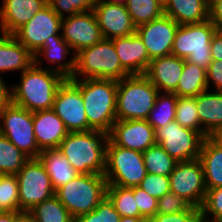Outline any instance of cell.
<instances>
[{
  "mask_svg": "<svg viewBox=\"0 0 222 222\" xmlns=\"http://www.w3.org/2000/svg\"><path fill=\"white\" fill-rule=\"evenodd\" d=\"M83 98L88 125L93 130L111 132L116 120L118 81L114 79H70Z\"/></svg>",
  "mask_w": 222,
  "mask_h": 222,
  "instance_id": "2",
  "label": "cell"
},
{
  "mask_svg": "<svg viewBox=\"0 0 222 222\" xmlns=\"http://www.w3.org/2000/svg\"><path fill=\"white\" fill-rule=\"evenodd\" d=\"M38 159L45 167L54 190L67 184L79 174L59 149H45L40 153Z\"/></svg>",
  "mask_w": 222,
  "mask_h": 222,
  "instance_id": "27",
  "label": "cell"
},
{
  "mask_svg": "<svg viewBox=\"0 0 222 222\" xmlns=\"http://www.w3.org/2000/svg\"><path fill=\"white\" fill-rule=\"evenodd\" d=\"M71 47L63 39L62 35H52L47 38L44 45L34 54V57L44 56L49 64H56V67L47 69L61 74L65 79H71L75 72V55L68 61L64 60L70 53ZM65 61V62H63Z\"/></svg>",
  "mask_w": 222,
  "mask_h": 222,
  "instance_id": "23",
  "label": "cell"
},
{
  "mask_svg": "<svg viewBox=\"0 0 222 222\" xmlns=\"http://www.w3.org/2000/svg\"><path fill=\"white\" fill-rule=\"evenodd\" d=\"M215 32L216 28L209 19L201 23L179 25L172 55L207 70L212 62L211 39Z\"/></svg>",
  "mask_w": 222,
  "mask_h": 222,
  "instance_id": "7",
  "label": "cell"
},
{
  "mask_svg": "<svg viewBox=\"0 0 222 222\" xmlns=\"http://www.w3.org/2000/svg\"><path fill=\"white\" fill-rule=\"evenodd\" d=\"M19 212L26 214L35 205L55 195L51 179L38 158L30 160L16 174Z\"/></svg>",
  "mask_w": 222,
  "mask_h": 222,
  "instance_id": "9",
  "label": "cell"
},
{
  "mask_svg": "<svg viewBox=\"0 0 222 222\" xmlns=\"http://www.w3.org/2000/svg\"><path fill=\"white\" fill-rule=\"evenodd\" d=\"M62 18L47 4L13 36L33 55L44 45L47 38L59 34Z\"/></svg>",
  "mask_w": 222,
  "mask_h": 222,
  "instance_id": "15",
  "label": "cell"
},
{
  "mask_svg": "<svg viewBox=\"0 0 222 222\" xmlns=\"http://www.w3.org/2000/svg\"><path fill=\"white\" fill-rule=\"evenodd\" d=\"M206 90L196 96V105L202 129L210 135L222 126V91Z\"/></svg>",
  "mask_w": 222,
  "mask_h": 222,
  "instance_id": "26",
  "label": "cell"
},
{
  "mask_svg": "<svg viewBox=\"0 0 222 222\" xmlns=\"http://www.w3.org/2000/svg\"><path fill=\"white\" fill-rule=\"evenodd\" d=\"M17 222H31V219L24 214Z\"/></svg>",
  "mask_w": 222,
  "mask_h": 222,
  "instance_id": "54",
  "label": "cell"
},
{
  "mask_svg": "<svg viewBox=\"0 0 222 222\" xmlns=\"http://www.w3.org/2000/svg\"><path fill=\"white\" fill-rule=\"evenodd\" d=\"M0 36V74L19 70L21 73L34 63V55L13 35L1 33Z\"/></svg>",
  "mask_w": 222,
  "mask_h": 222,
  "instance_id": "24",
  "label": "cell"
},
{
  "mask_svg": "<svg viewBox=\"0 0 222 222\" xmlns=\"http://www.w3.org/2000/svg\"><path fill=\"white\" fill-rule=\"evenodd\" d=\"M26 215L31 222H75L76 219L54 195L35 205Z\"/></svg>",
  "mask_w": 222,
  "mask_h": 222,
  "instance_id": "30",
  "label": "cell"
},
{
  "mask_svg": "<svg viewBox=\"0 0 222 222\" xmlns=\"http://www.w3.org/2000/svg\"><path fill=\"white\" fill-rule=\"evenodd\" d=\"M106 196L113 203L115 210L121 217H142L134 198V187L125 188L107 185Z\"/></svg>",
  "mask_w": 222,
  "mask_h": 222,
  "instance_id": "34",
  "label": "cell"
},
{
  "mask_svg": "<svg viewBox=\"0 0 222 222\" xmlns=\"http://www.w3.org/2000/svg\"><path fill=\"white\" fill-rule=\"evenodd\" d=\"M175 120L185 128L198 131L204 138L209 137L199 121L196 97H178Z\"/></svg>",
  "mask_w": 222,
  "mask_h": 222,
  "instance_id": "36",
  "label": "cell"
},
{
  "mask_svg": "<svg viewBox=\"0 0 222 222\" xmlns=\"http://www.w3.org/2000/svg\"><path fill=\"white\" fill-rule=\"evenodd\" d=\"M29 160L30 157L0 133V174L16 175Z\"/></svg>",
  "mask_w": 222,
  "mask_h": 222,
  "instance_id": "32",
  "label": "cell"
},
{
  "mask_svg": "<svg viewBox=\"0 0 222 222\" xmlns=\"http://www.w3.org/2000/svg\"><path fill=\"white\" fill-rule=\"evenodd\" d=\"M47 3L59 17L64 18L94 10L97 0H47Z\"/></svg>",
  "mask_w": 222,
  "mask_h": 222,
  "instance_id": "38",
  "label": "cell"
},
{
  "mask_svg": "<svg viewBox=\"0 0 222 222\" xmlns=\"http://www.w3.org/2000/svg\"><path fill=\"white\" fill-rule=\"evenodd\" d=\"M209 20L217 31H222V0H209Z\"/></svg>",
  "mask_w": 222,
  "mask_h": 222,
  "instance_id": "46",
  "label": "cell"
},
{
  "mask_svg": "<svg viewBox=\"0 0 222 222\" xmlns=\"http://www.w3.org/2000/svg\"><path fill=\"white\" fill-rule=\"evenodd\" d=\"M198 159L203 167L206 189L222 186V147L206 137Z\"/></svg>",
  "mask_w": 222,
  "mask_h": 222,
  "instance_id": "28",
  "label": "cell"
},
{
  "mask_svg": "<svg viewBox=\"0 0 222 222\" xmlns=\"http://www.w3.org/2000/svg\"><path fill=\"white\" fill-rule=\"evenodd\" d=\"M192 205L183 197L176 195L173 192H168L158 199L157 213L158 214H173L180 213L189 209Z\"/></svg>",
  "mask_w": 222,
  "mask_h": 222,
  "instance_id": "42",
  "label": "cell"
},
{
  "mask_svg": "<svg viewBox=\"0 0 222 222\" xmlns=\"http://www.w3.org/2000/svg\"><path fill=\"white\" fill-rule=\"evenodd\" d=\"M120 219L113 203L105 196L93 211L80 215L75 222H120Z\"/></svg>",
  "mask_w": 222,
  "mask_h": 222,
  "instance_id": "39",
  "label": "cell"
},
{
  "mask_svg": "<svg viewBox=\"0 0 222 222\" xmlns=\"http://www.w3.org/2000/svg\"><path fill=\"white\" fill-rule=\"evenodd\" d=\"M2 211H19L16 175L0 174V212Z\"/></svg>",
  "mask_w": 222,
  "mask_h": 222,
  "instance_id": "37",
  "label": "cell"
},
{
  "mask_svg": "<svg viewBox=\"0 0 222 222\" xmlns=\"http://www.w3.org/2000/svg\"><path fill=\"white\" fill-rule=\"evenodd\" d=\"M177 99L174 93L159 92L147 122L154 129H158L175 120Z\"/></svg>",
  "mask_w": 222,
  "mask_h": 222,
  "instance_id": "31",
  "label": "cell"
},
{
  "mask_svg": "<svg viewBox=\"0 0 222 222\" xmlns=\"http://www.w3.org/2000/svg\"><path fill=\"white\" fill-rule=\"evenodd\" d=\"M156 199L170 192V178L166 175L147 173L139 186Z\"/></svg>",
  "mask_w": 222,
  "mask_h": 222,
  "instance_id": "41",
  "label": "cell"
},
{
  "mask_svg": "<svg viewBox=\"0 0 222 222\" xmlns=\"http://www.w3.org/2000/svg\"><path fill=\"white\" fill-rule=\"evenodd\" d=\"M207 89L206 69L184 59L183 72L173 93L177 97L188 98L196 97Z\"/></svg>",
  "mask_w": 222,
  "mask_h": 222,
  "instance_id": "29",
  "label": "cell"
},
{
  "mask_svg": "<svg viewBox=\"0 0 222 222\" xmlns=\"http://www.w3.org/2000/svg\"><path fill=\"white\" fill-rule=\"evenodd\" d=\"M97 1H104L112 4H120V5H126L128 0H97Z\"/></svg>",
  "mask_w": 222,
  "mask_h": 222,
  "instance_id": "53",
  "label": "cell"
},
{
  "mask_svg": "<svg viewBox=\"0 0 222 222\" xmlns=\"http://www.w3.org/2000/svg\"><path fill=\"white\" fill-rule=\"evenodd\" d=\"M120 222H149L148 219L143 217H121Z\"/></svg>",
  "mask_w": 222,
  "mask_h": 222,
  "instance_id": "51",
  "label": "cell"
},
{
  "mask_svg": "<svg viewBox=\"0 0 222 222\" xmlns=\"http://www.w3.org/2000/svg\"><path fill=\"white\" fill-rule=\"evenodd\" d=\"M146 174L141 152L117 146L108 139L104 172L107 185L137 187Z\"/></svg>",
  "mask_w": 222,
  "mask_h": 222,
  "instance_id": "8",
  "label": "cell"
},
{
  "mask_svg": "<svg viewBox=\"0 0 222 222\" xmlns=\"http://www.w3.org/2000/svg\"><path fill=\"white\" fill-rule=\"evenodd\" d=\"M158 93L145 74L118 80L116 120H147Z\"/></svg>",
  "mask_w": 222,
  "mask_h": 222,
  "instance_id": "4",
  "label": "cell"
},
{
  "mask_svg": "<svg viewBox=\"0 0 222 222\" xmlns=\"http://www.w3.org/2000/svg\"><path fill=\"white\" fill-rule=\"evenodd\" d=\"M33 131L41 151L58 149L62 140L69 133L63 121L52 109L33 112Z\"/></svg>",
  "mask_w": 222,
  "mask_h": 222,
  "instance_id": "20",
  "label": "cell"
},
{
  "mask_svg": "<svg viewBox=\"0 0 222 222\" xmlns=\"http://www.w3.org/2000/svg\"><path fill=\"white\" fill-rule=\"evenodd\" d=\"M52 110L63 121L68 132L93 130L88 125L80 89L70 79H65L57 89Z\"/></svg>",
  "mask_w": 222,
  "mask_h": 222,
  "instance_id": "13",
  "label": "cell"
},
{
  "mask_svg": "<svg viewBox=\"0 0 222 222\" xmlns=\"http://www.w3.org/2000/svg\"><path fill=\"white\" fill-rule=\"evenodd\" d=\"M134 198L141 216L151 220L157 213L158 199L152 197L138 186L134 187Z\"/></svg>",
  "mask_w": 222,
  "mask_h": 222,
  "instance_id": "43",
  "label": "cell"
},
{
  "mask_svg": "<svg viewBox=\"0 0 222 222\" xmlns=\"http://www.w3.org/2000/svg\"><path fill=\"white\" fill-rule=\"evenodd\" d=\"M206 71L208 89L213 84L216 91H222V61L212 60Z\"/></svg>",
  "mask_w": 222,
  "mask_h": 222,
  "instance_id": "45",
  "label": "cell"
},
{
  "mask_svg": "<svg viewBox=\"0 0 222 222\" xmlns=\"http://www.w3.org/2000/svg\"><path fill=\"white\" fill-rule=\"evenodd\" d=\"M155 141L176 161L199 158L204 137L193 129L181 126L176 120L154 129Z\"/></svg>",
  "mask_w": 222,
  "mask_h": 222,
  "instance_id": "11",
  "label": "cell"
},
{
  "mask_svg": "<svg viewBox=\"0 0 222 222\" xmlns=\"http://www.w3.org/2000/svg\"><path fill=\"white\" fill-rule=\"evenodd\" d=\"M179 25L169 16L163 14L136 28V33L143 41L149 58L172 55V47Z\"/></svg>",
  "mask_w": 222,
  "mask_h": 222,
  "instance_id": "16",
  "label": "cell"
},
{
  "mask_svg": "<svg viewBox=\"0 0 222 222\" xmlns=\"http://www.w3.org/2000/svg\"><path fill=\"white\" fill-rule=\"evenodd\" d=\"M61 30L63 39L73 49L74 55L103 39L93 10L62 18Z\"/></svg>",
  "mask_w": 222,
  "mask_h": 222,
  "instance_id": "14",
  "label": "cell"
},
{
  "mask_svg": "<svg viewBox=\"0 0 222 222\" xmlns=\"http://www.w3.org/2000/svg\"><path fill=\"white\" fill-rule=\"evenodd\" d=\"M24 213L19 211H2L0 212V222H17Z\"/></svg>",
  "mask_w": 222,
  "mask_h": 222,
  "instance_id": "49",
  "label": "cell"
},
{
  "mask_svg": "<svg viewBox=\"0 0 222 222\" xmlns=\"http://www.w3.org/2000/svg\"><path fill=\"white\" fill-rule=\"evenodd\" d=\"M201 214L200 208L191 206L186 211L173 214H158L149 220V222H196Z\"/></svg>",
  "mask_w": 222,
  "mask_h": 222,
  "instance_id": "44",
  "label": "cell"
},
{
  "mask_svg": "<svg viewBox=\"0 0 222 222\" xmlns=\"http://www.w3.org/2000/svg\"><path fill=\"white\" fill-rule=\"evenodd\" d=\"M200 210L204 217L222 221V186L207 189Z\"/></svg>",
  "mask_w": 222,
  "mask_h": 222,
  "instance_id": "40",
  "label": "cell"
},
{
  "mask_svg": "<svg viewBox=\"0 0 222 222\" xmlns=\"http://www.w3.org/2000/svg\"><path fill=\"white\" fill-rule=\"evenodd\" d=\"M162 7H165V5L168 3L169 0H156Z\"/></svg>",
  "mask_w": 222,
  "mask_h": 222,
  "instance_id": "55",
  "label": "cell"
},
{
  "mask_svg": "<svg viewBox=\"0 0 222 222\" xmlns=\"http://www.w3.org/2000/svg\"><path fill=\"white\" fill-rule=\"evenodd\" d=\"M41 57L20 75V83L11 86L12 103L35 112L53 108L54 98L65 78L52 70L41 67Z\"/></svg>",
  "mask_w": 222,
  "mask_h": 222,
  "instance_id": "1",
  "label": "cell"
},
{
  "mask_svg": "<svg viewBox=\"0 0 222 222\" xmlns=\"http://www.w3.org/2000/svg\"><path fill=\"white\" fill-rule=\"evenodd\" d=\"M164 14L178 25L205 22L209 19V0H169Z\"/></svg>",
  "mask_w": 222,
  "mask_h": 222,
  "instance_id": "25",
  "label": "cell"
},
{
  "mask_svg": "<svg viewBox=\"0 0 222 222\" xmlns=\"http://www.w3.org/2000/svg\"><path fill=\"white\" fill-rule=\"evenodd\" d=\"M126 8L136 27L157 19L164 14V7L156 0H128Z\"/></svg>",
  "mask_w": 222,
  "mask_h": 222,
  "instance_id": "35",
  "label": "cell"
},
{
  "mask_svg": "<svg viewBox=\"0 0 222 222\" xmlns=\"http://www.w3.org/2000/svg\"><path fill=\"white\" fill-rule=\"evenodd\" d=\"M103 78L122 80L130 74L121 66L113 41L102 39L75 54V72L71 79Z\"/></svg>",
  "mask_w": 222,
  "mask_h": 222,
  "instance_id": "5",
  "label": "cell"
},
{
  "mask_svg": "<svg viewBox=\"0 0 222 222\" xmlns=\"http://www.w3.org/2000/svg\"><path fill=\"white\" fill-rule=\"evenodd\" d=\"M93 11L104 39L112 40L136 32L137 27L133 23L126 5L97 1Z\"/></svg>",
  "mask_w": 222,
  "mask_h": 222,
  "instance_id": "18",
  "label": "cell"
},
{
  "mask_svg": "<svg viewBox=\"0 0 222 222\" xmlns=\"http://www.w3.org/2000/svg\"><path fill=\"white\" fill-rule=\"evenodd\" d=\"M142 154L147 173L169 176L178 162L157 143Z\"/></svg>",
  "mask_w": 222,
  "mask_h": 222,
  "instance_id": "33",
  "label": "cell"
},
{
  "mask_svg": "<svg viewBox=\"0 0 222 222\" xmlns=\"http://www.w3.org/2000/svg\"><path fill=\"white\" fill-rule=\"evenodd\" d=\"M47 4V0H2L1 33L14 35Z\"/></svg>",
  "mask_w": 222,
  "mask_h": 222,
  "instance_id": "19",
  "label": "cell"
},
{
  "mask_svg": "<svg viewBox=\"0 0 222 222\" xmlns=\"http://www.w3.org/2000/svg\"><path fill=\"white\" fill-rule=\"evenodd\" d=\"M184 59L174 55L152 59L145 72L159 92L173 93L183 72Z\"/></svg>",
  "mask_w": 222,
  "mask_h": 222,
  "instance_id": "22",
  "label": "cell"
},
{
  "mask_svg": "<svg viewBox=\"0 0 222 222\" xmlns=\"http://www.w3.org/2000/svg\"><path fill=\"white\" fill-rule=\"evenodd\" d=\"M196 222H222V221L209 219V218L204 217L202 214H200V215L198 216Z\"/></svg>",
  "mask_w": 222,
  "mask_h": 222,
  "instance_id": "52",
  "label": "cell"
},
{
  "mask_svg": "<svg viewBox=\"0 0 222 222\" xmlns=\"http://www.w3.org/2000/svg\"><path fill=\"white\" fill-rule=\"evenodd\" d=\"M0 133L30 158L42 152L33 131V112L13 103L0 112Z\"/></svg>",
  "mask_w": 222,
  "mask_h": 222,
  "instance_id": "10",
  "label": "cell"
},
{
  "mask_svg": "<svg viewBox=\"0 0 222 222\" xmlns=\"http://www.w3.org/2000/svg\"><path fill=\"white\" fill-rule=\"evenodd\" d=\"M211 58L212 60L222 61V31L216 30L212 36Z\"/></svg>",
  "mask_w": 222,
  "mask_h": 222,
  "instance_id": "47",
  "label": "cell"
},
{
  "mask_svg": "<svg viewBox=\"0 0 222 222\" xmlns=\"http://www.w3.org/2000/svg\"><path fill=\"white\" fill-rule=\"evenodd\" d=\"M209 138L218 146L222 147V126H219L214 132L209 135Z\"/></svg>",
  "mask_w": 222,
  "mask_h": 222,
  "instance_id": "50",
  "label": "cell"
},
{
  "mask_svg": "<svg viewBox=\"0 0 222 222\" xmlns=\"http://www.w3.org/2000/svg\"><path fill=\"white\" fill-rule=\"evenodd\" d=\"M107 180L104 175L78 174L67 184L55 190V196L77 219L93 211L105 198Z\"/></svg>",
  "mask_w": 222,
  "mask_h": 222,
  "instance_id": "6",
  "label": "cell"
},
{
  "mask_svg": "<svg viewBox=\"0 0 222 222\" xmlns=\"http://www.w3.org/2000/svg\"><path fill=\"white\" fill-rule=\"evenodd\" d=\"M121 66L130 74H145L151 59L146 47L135 32L129 36L112 39Z\"/></svg>",
  "mask_w": 222,
  "mask_h": 222,
  "instance_id": "21",
  "label": "cell"
},
{
  "mask_svg": "<svg viewBox=\"0 0 222 222\" xmlns=\"http://www.w3.org/2000/svg\"><path fill=\"white\" fill-rule=\"evenodd\" d=\"M169 178L171 192L183 197L192 206L201 208L207 189L199 159L177 162Z\"/></svg>",
  "mask_w": 222,
  "mask_h": 222,
  "instance_id": "12",
  "label": "cell"
},
{
  "mask_svg": "<svg viewBox=\"0 0 222 222\" xmlns=\"http://www.w3.org/2000/svg\"><path fill=\"white\" fill-rule=\"evenodd\" d=\"M108 139L105 131L69 132L58 149L79 174L104 175Z\"/></svg>",
  "mask_w": 222,
  "mask_h": 222,
  "instance_id": "3",
  "label": "cell"
},
{
  "mask_svg": "<svg viewBox=\"0 0 222 222\" xmlns=\"http://www.w3.org/2000/svg\"><path fill=\"white\" fill-rule=\"evenodd\" d=\"M12 103V89L9 88L0 74V112Z\"/></svg>",
  "mask_w": 222,
  "mask_h": 222,
  "instance_id": "48",
  "label": "cell"
},
{
  "mask_svg": "<svg viewBox=\"0 0 222 222\" xmlns=\"http://www.w3.org/2000/svg\"><path fill=\"white\" fill-rule=\"evenodd\" d=\"M109 139L117 146L141 153L156 143L154 128L147 120H117Z\"/></svg>",
  "mask_w": 222,
  "mask_h": 222,
  "instance_id": "17",
  "label": "cell"
}]
</instances>
